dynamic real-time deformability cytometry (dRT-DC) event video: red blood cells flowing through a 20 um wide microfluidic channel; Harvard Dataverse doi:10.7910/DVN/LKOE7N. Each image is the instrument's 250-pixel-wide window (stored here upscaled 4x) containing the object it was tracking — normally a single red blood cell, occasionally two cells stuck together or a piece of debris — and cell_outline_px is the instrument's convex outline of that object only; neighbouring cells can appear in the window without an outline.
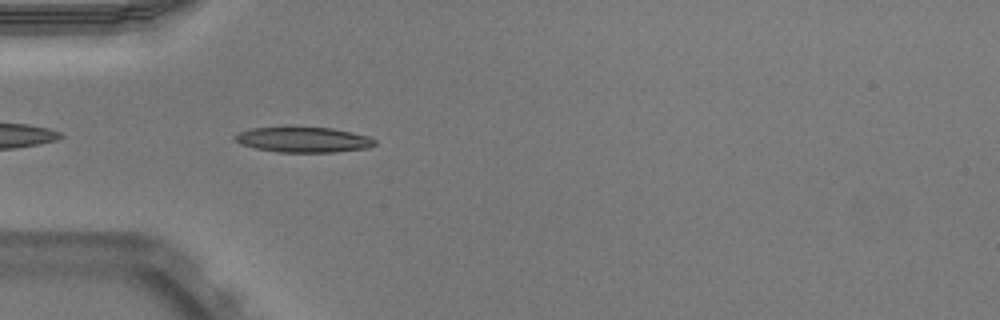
{"species": "Egyptian fruit bat (a non-hibernating species)", "species_latin": "Rousettus aegyptiacus", "temperature_condition": "warm", "stored_images_in_passage": 36, "camera_frame_rate_fps": 3000, "um_per_image_px": 0.085, "animal": {"sex": "male"}, "frame": {"image": 1, "passage_image": 2, "time_ms": 0.333, "image_size_px": [1000, 320], "cell_outline_px": [[376, 144], [368, 148], [332, 152], [276, 152], [256, 148], [240, 144], [232, 136], [240, 132], [252, 128], [332, 128], [352, 132], [368, 136], [376, 140]], "centroid_in_image_um": [25.8, 11.88], "position_along_channel_um": 59.2, "area_um2": 20.35}}
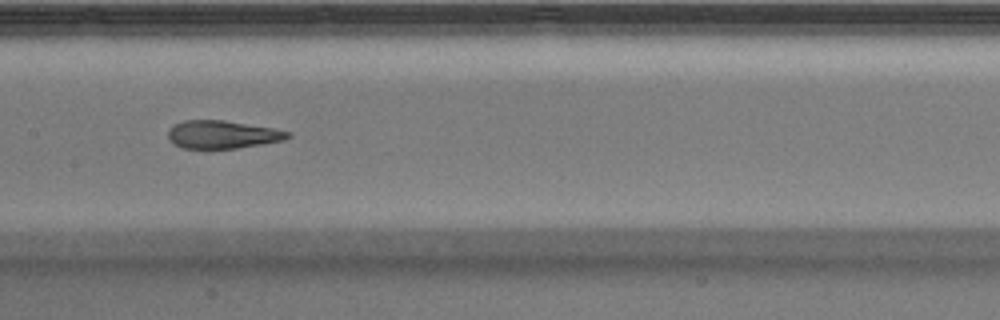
{"frame": {"image": 2, "passage_image": 12, "time_ms": 3.667, "image_size_px": [1000, 320], "cell_outline_px": [[292, 136], [284, 140], [236, 148], [180, 148], [168, 140], [168, 128], [184, 120], [224, 120], [276, 128], [292, 132]], "centroid_in_image_um": [18.92, 11.42], "position_along_channel_um": 188.5, "area_um2": 19.65}}
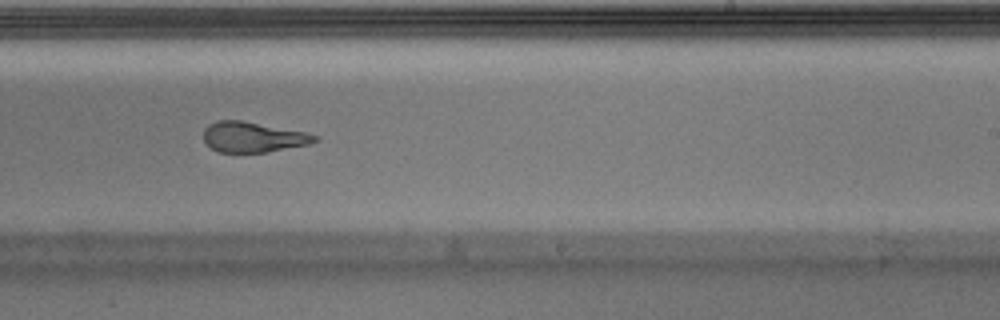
{"frame": {"image": 3, "passage_image": 18, "time_ms": 5.667, "image_size_px": [1000, 320], "cell_outline_px": [[316, 140], [308, 144], [268, 152], [220, 152], [212, 148], [204, 140], [204, 128], [208, 124], [216, 120], [240, 120], [304, 132], [316, 136]], "centroid_in_image_um": [21.44, 11.64], "position_along_channel_um": 267.6, "area_um2": 19.31}, "authors_computed_cell_mechanics": {"area_um2": 20.9814, "velocity_mm_per_s": 3.965, "shape_relaxation_time_tau1_ms": 9.7199, "shape_relaxation_time_tau2_ms": 1.2699, "deformation_change_tau1": 0.3256, "deformation_change_tau2": 0.0836}}